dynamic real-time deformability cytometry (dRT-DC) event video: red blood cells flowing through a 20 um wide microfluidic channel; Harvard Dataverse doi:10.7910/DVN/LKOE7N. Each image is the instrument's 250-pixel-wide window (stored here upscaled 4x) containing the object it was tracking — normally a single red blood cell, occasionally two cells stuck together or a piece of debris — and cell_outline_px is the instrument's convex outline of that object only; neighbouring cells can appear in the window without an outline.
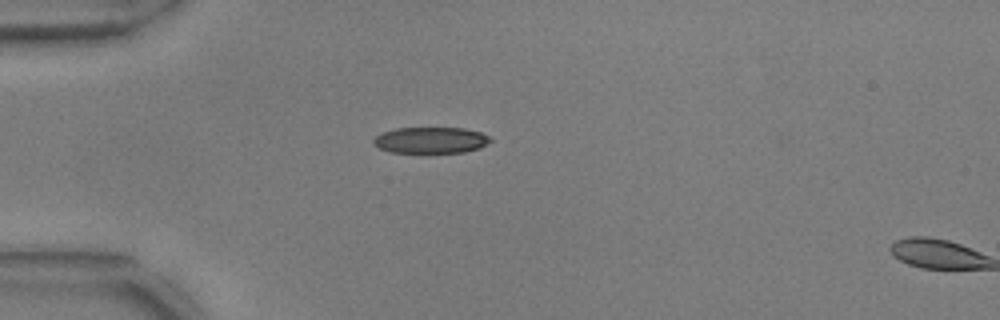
{"species": "common noctule bat (a hibernating species)", "species_latin": "Nyctalus noctula", "temperature_condition": "warm", "stored_images_in_passage": 2, "camera_frame_rate_fps": 3000, "um_per_image_px": 0.085, "animal": {"sex": "male", "body_mass_g": 17.9, "forearm_length_mm": 54.2}, "frame": {"image": 1, "passage_image": 1, "time_ms": 0.0, "image_size_px": [1000, 320], "cell_outline_px": [[492, 140], [480, 148], [464, 152], [428, 156], [392, 152], [380, 148], [372, 144], [372, 140], [380, 132], [396, 128], [464, 128], [480, 132], [488, 136]], "centroid_in_image_um": [36.58, 11.97], "position_along_channel_um": 48.4, "area_um2": 18.84}}